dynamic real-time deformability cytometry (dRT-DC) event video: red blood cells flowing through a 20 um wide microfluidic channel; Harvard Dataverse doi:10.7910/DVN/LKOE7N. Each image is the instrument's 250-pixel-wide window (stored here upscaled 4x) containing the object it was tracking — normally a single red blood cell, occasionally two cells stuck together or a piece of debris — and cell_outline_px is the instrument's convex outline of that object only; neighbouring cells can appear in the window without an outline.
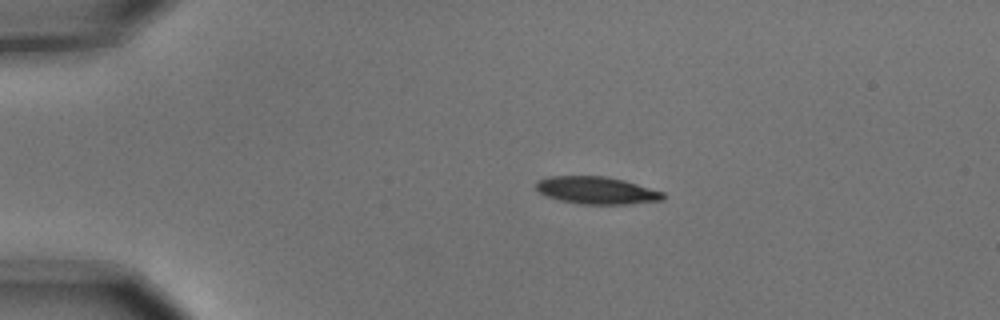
{"species": "common noctule bat (a hibernating species)", "species_latin": "Nyctalus noctula", "temperature_condition": "cold", "stored_images_in_passage": 4, "camera_frame_rate_fps": 3000, "um_per_image_px": 0.085, "animal": {"sex": "male", "body_mass_g": 15.6}, "frame": {"image": 1, "passage_image": 2, "time_ms": 0.333, "image_size_px": [1000, 320], "cell_outline_px": [[664, 200], [628, 204], [580, 204], [560, 200], [544, 196], [536, 188], [536, 180], [548, 176], [604, 176], [624, 180], [664, 192]], "centroid_in_image_um": [50.69, 16.18], "position_along_channel_um": 34.3, "area_um2": 20.35}}
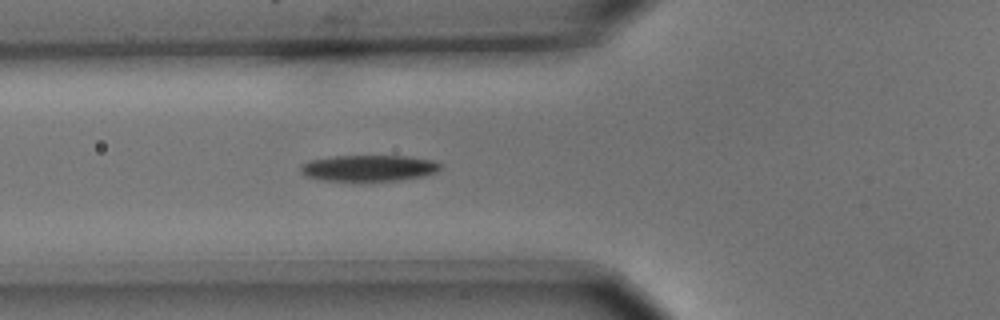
{"frame": {"image": 2, "passage_image": 4, "time_ms": 1.0, "image_size_px": [1000, 320], "cell_outline_px": [[440, 168], [436, 172], [424, 176], [400, 180], [320, 180], [304, 176], [300, 172], [300, 164], [308, 160], [332, 156], [408, 156], [432, 160], [440, 164]], "centroid_in_image_um": [31.29, 14.28], "position_along_channel_um": 94.5, "area_um2": 21.33}}